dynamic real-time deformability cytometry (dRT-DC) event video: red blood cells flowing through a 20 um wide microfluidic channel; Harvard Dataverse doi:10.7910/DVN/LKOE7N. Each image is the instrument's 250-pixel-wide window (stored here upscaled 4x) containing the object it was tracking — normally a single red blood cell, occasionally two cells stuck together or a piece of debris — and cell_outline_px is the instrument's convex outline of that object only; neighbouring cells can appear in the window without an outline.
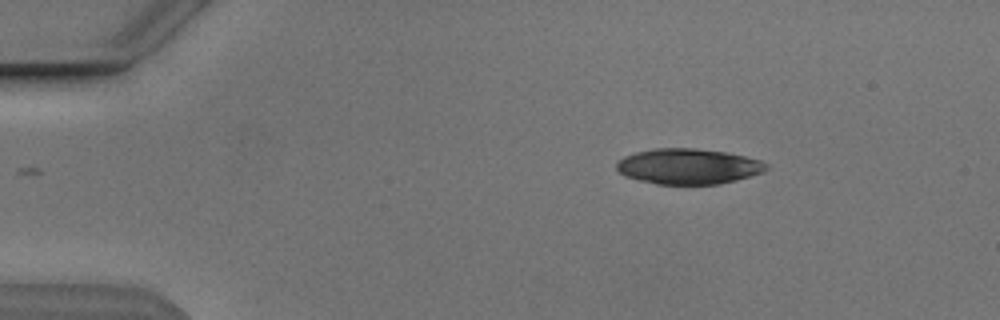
{"species": "Egyptian fruit bat (a non-hibernating species)", "species_latin": "Rousettus aegyptiacus", "temperature_condition": "cold", "stored_images_in_passage": 45, "camera_frame_rate_fps": 3000, "um_per_image_px": 0.085, "animal": {"sex": "male"}, "frame": {"image": 1, "passage_image": 1, "time_ms": 0.0, "image_size_px": [1000, 320], "cell_outline_px": [[768, 168], [764, 172], [736, 180], [720, 184], [656, 184], [624, 176], [616, 168], [616, 164], [624, 156], [636, 152], [656, 148], [692, 148], [728, 152], [760, 160], [768, 164]], "centroid_in_image_um": [58.52, 14.14], "position_along_channel_um": 26.5, "area_um2": 30.98}}